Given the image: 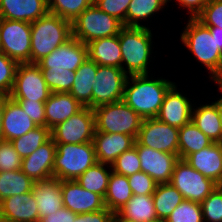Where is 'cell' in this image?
Returning a JSON list of instances; mask_svg holds the SVG:
<instances>
[{"label": "cell", "instance_id": "cell-1", "mask_svg": "<svg viewBox=\"0 0 222 222\" xmlns=\"http://www.w3.org/2000/svg\"><path fill=\"white\" fill-rule=\"evenodd\" d=\"M150 74L130 75L124 87L123 101L143 119L157 117L165 94L175 83Z\"/></svg>", "mask_w": 222, "mask_h": 222}, {"label": "cell", "instance_id": "cell-2", "mask_svg": "<svg viewBox=\"0 0 222 222\" xmlns=\"http://www.w3.org/2000/svg\"><path fill=\"white\" fill-rule=\"evenodd\" d=\"M180 34V43L195 58L196 62L209 72L210 82L222 75V51L217 47L215 36L211 35L209 27L196 18H188Z\"/></svg>", "mask_w": 222, "mask_h": 222}, {"label": "cell", "instance_id": "cell-3", "mask_svg": "<svg viewBox=\"0 0 222 222\" xmlns=\"http://www.w3.org/2000/svg\"><path fill=\"white\" fill-rule=\"evenodd\" d=\"M123 26L118 34L122 51V70L128 75L149 74L155 58L154 29ZM153 53V54H152ZM153 57V58H152ZM153 60V61H152ZM150 65V66H149ZM150 70V71H149Z\"/></svg>", "mask_w": 222, "mask_h": 222}, {"label": "cell", "instance_id": "cell-4", "mask_svg": "<svg viewBox=\"0 0 222 222\" xmlns=\"http://www.w3.org/2000/svg\"><path fill=\"white\" fill-rule=\"evenodd\" d=\"M72 37L71 22L47 13L31 23V63H37Z\"/></svg>", "mask_w": 222, "mask_h": 222}, {"label": "cell", "instance_id": "cell-5", "mask_svg": "<svg viewBox=\"0 0 222 222\" xmlns=\"http://www.w3.org/2000/svg\"><path fill=\"white\" fill-rule=\"evenodd\" d=\"M56 153L53 177L59 180H75L97 162L93 142L82 144L55 143Z\"/></svg>", "mask_w": 222, "mask_h": 222}, {"label": "cell", "instance_id": "cell-6", "mask_svg": "<svg viewBox=\"0 0 222 222\" xmlns=\"http://www.w3.org/2000/svg\"><path fill=\"white\" fill-rule=\"evenodd\" d=\"M95 132L121 133L137 138L143 118L123 100L95 107Z\"/></svg>", "mask_w": 222, "mask_h": 222}, {"label": "cell", "instance_id": "cell-7", "mask_svg": "<svg viewBox=\"0 0 222 222\" xmlns=\"http://www.w3.org/2000/svg\"><path fill=\"white\" fill-rule=\"evenodd\" d=\"M122 27L123 24L118 19L100 10L95 3L71 22L72 36L84 44L118 35Z\"/></svg>", "mask_w": 222, "mask_h": 222}, {"label": "cell", "instance_id": "cell-8", "mask_svg": "<svg viewBox=\"0 0 222 222\" xmlns=\"http://www.w3.org/2000/svg\"><path fill=\"white\" fill-rule=\"evenodd\" d=\"M0 51L17 63H31V23L0 18Z\"/></svg>", "mask_w": 222, "mask_h": 222}, {"label": "cell", "instance_id": "cell-9", "mask_svg": "<svg viewBox=\"0 0 222 222\" xmlns=\"http://www.w3.org/2000/svg\"><path fill=\"white\" fill-rule=\"evenodd\" d=\"M185 200L201 203L217 186L210 178L192 168L184 159H179L169 182Z\"/></svg>", "mask_w": 222, "mask_h": 222}, {"label": "cell", "instance_id": "cell-10", "mask_svg": "<svg viewBox=\"0 0 222 222\" xmlns=\"http://www.w3.org/2000/svg\"><path fill=\"white\" fill-rule=\"evenodd\" d=\"M50 94L51 91L36 63H18L9 95L11 99L46 102Z\"/></svg>", "mask_w": 222, "mask_h": 222}, {"label": "cell", "instance_id": "cell-11", "mask_svg": "<svg viewBox=\"0 0 222 222\" xmlns=\"http://www.w3.org/2000/svg\"><path fill=\"white\" fill-rule=\"evenodd\" d=\"M96 131L94 110L83 107L75 115L51 129V138L55 143L82 144L93 142Z\"/></svg>", "mask_w": 222, "mask_h": 222}, {"label": "cell", "instance_id": "cell-12", "mask_svg": "<svg viewBox=\"0 0 222 222\" xmlns=\"http://www.w3.org/2000/svg\"><path fill=\"white\" fill-rule=\"evenodd\" d=\"M127 77L121 68L97 65L96 84L92 85V109L123 100Z\"/></svg>", "mask_w": 222, "mask_h": 222}, {"label": "cell", "instance_id": "cell-13", "mask_svg": "<svg viewBox=\"0 0 222 222\" xmlns=\"http://www.w3.org/2000/svg\"><path fill=\"white\" fill-rule=\"evenodd\" d=\"M178 135L179 128L163 123L157 118H145L136 141L140 145L179 156Z\"/></svg>", "mask_w": 222, "mask_h": 222}, {"label": "cell", "instance_id": "cell-14", "mask_svg": "<svg viewBox=\"0 0 222 222\" xmlns=\"http://www.w3.org/2000/svg\"><path fill=\"white\" fill-rule=\"evenodd\" d=\"M134 146L138 151L141 171L157 184L169 183L179 156L140 145L137 141Z\"/></svg>", "mask_w": 222, "mask_h": 222}, {"label": "cell", "instance_id": "cell-15", "mask_svg": "<svg viewBox=\"0 0 222 222\" xmlns=\"http://www.w3.org/2000/svg\"><path fill=\"white\" fill-rule=\"evenodd\" d=\"M174 83L165 94L157 119L170 126L181 128L191 122L194 100L187 97V93L178 90ZM193 103V104H192Z\"/></svg>", "mask_w": 222, "mask_h": 222}, {"label": "cell", "instance_id": "cell-16", "mask_svg": "<svg viewBox=\"0 0 222 222\" xmlns=\"http://www.w3.org/2000/svg\"><path fill=\"white\" fill-rule=\"evenodd\" d=\"M88 59L87 45L73 36L36 64L40 69L76 71Z\"/></svg>", "mask_w": 222, "mask_h": 222}, {"label": "cell", "instance_id": "cell-17", "mask_svg": "<svg viewBox=\"0 0 222 222\" xmlns=\"http://www.w3.org/2000/svg\"><path fill=\"white\" fill-rule=\"evenodd\" d=\"M63 206L70 211L81 214L102 210L104 199L96 193L81 187L76 180L61 181Z\"/></svg>", "mask_w": 222, "mask_h": 222}, {"label": "cell", "instance_id": "cell-18", "mask_svg": "<svg viewBox=\"0 0 222 222\" xmlns=\"http://www.w3.org/2000/svg\"><path fill=\"white\" fill-rule=\"evenodd\" d=\"M55 153L56 144L50 138L34 152L22 159L20 170L34 182L52 178Z\"/></svg>", "mask_w": 222, "mask_h": 222}, {"label": "cell", "instance_id": "cell-19", "mask_svg": "<svg viewBox=\"0 0 222 222\" xmlns=\"http://www.w3.org/2000/svg\"><path fill=\"white\" fill-rule=\"evenodd\" d=\"M2 137L11 141L37 127L20 105L9 96H3Z\"/></svg>", "mask_w": 222, "mask_h": 222}, {"label": "cell", "instance_id": "cell-20", "mask_svg": "<svg viewBox=\"0 0 222 222\" xmlns=\"http://www.w3.org/2000/svg\"><path fill=\"white\" fill-rule=\"evenodd\" d=\"M136 142L134 136L121 133L95 132L93 143L97 162L111 165L123 152L131 149Z\"/></svg>", "mask_w": 222, "mask_h": 222}, {"label": "cell", "instance_id": "cell-21", "mask_svg": "<svg viewBox=\"0 0 222 222\" xmlns=\"http://www.w3.org/2000/svg\"><path fill=\"white\" fill-rule=\"evenodd\" d=\"M185 160L202 175L222 185V143L213 142Z\"/></svg>", "mask_w": 222, "mask_h": 222}, {"label": "cell", "instance_id": "cell-22", "mask_svg": "<svg viewBox=\"0 0 222 222\" xmlns=\"http://www.w3.org/2000/svg\"><path fill=\"white\" fill-rule=\"evenodd\" d=\"M32 194L37 202L39 220L64 207L61 192V180L58 178L52 177L34 182Z\"/></svg>", "mask_w": 222, "mask_h": 222}, {"label": "cell", "instance_id": "cell-23", "mask_svg": "<svg viewBox=\"0 0 222 222\" xmlns=\"http://www.w3.org/2000/svg\"><path fill=\"white\" fill-rule=\"evenodd\" d=\"M0 215L15 222H39L37 202L32 191L0 201Z\"/></svg>", "mask_w": 222, "mask_h": 222}, {"label": "cell", "instance_id": "cell-24", "mask_svg": "<svg viewBox=\"0 0 222 222\" xmlns=\"http://www.w3.org/2000/svg\"><path fill=\"white\" fill-rule=\"evenodd\" d=\"M47 13V0H0L2 19L32 23Z\"/></svg>", "mask_w": 222, "mask_h": 222}, {"label": "cell", "instance_id": "cell-25", "mask_svg": "<svg viewBox=\"0 0 222 222\" xmlns=\"http://www.w3.org/2000/svg\"><path fill=\"white\" fill-rule=\"evenodd\" d=\"M82 108L83 106L70 93H51L45 102L46 127L51 130Z\"/></svg>", "mask_w": 222, "mask_h": 222}, {"label": "cell", "instance_id": "cell-26", "mask_svg": "<svg viewBox=\"0 0 222 222\" xmlns=\"http://www.w3.org/2000/svg\"><path fill=\"white\" fill-rule=\"evenodd\" d=\"M86 45L91 61L97 65L122 69V51L118 35L92 40Z\"/></svg>", "mask_w": 222, "mask_h": 222}, {"label": "cell", "instance_id": "cell-27", "mask_svg": "<svg viewBox=\"0 0 222 222\" xmlns=\"http://www.w3.org/2000/svg\"><path fill=\"white\" fill-rule=\"evenodd\" d=\"M211 102L200 103L198 106L195 102L191 121L213 142L222 143V125L216 107V100Z\"/></svg>", "mask_w": 222, "mask_h": 222}, {"label": "cell", "instance_id": "cell-28", "mask_svg": "<svg viewBox=\"0 0 222 222\" xmlns=\"http://www.w3.org/2000/svg\"><path fill=\"white\" fill-rule=\"evenodd\" d=\"M97 64L89 58L75 71L70 94L83 107L92 109V85L96 84Z\"/></svg>", "mask_w": 222, "mask_h": 222}, {"label": "cell", "instance_id": "cell-29", "mask_svg": "<svg viewBox=\"0 0 222 222\" xmlns=\"http://www.w3.org/2000/svg\"><path fill=\"white\" fill-rule=\"evenodd\" d=\"M168 3L169 0H131L126 13V26L150 28V25L144 23L148 20L152 22L154 15L157 16L160 14L158 12L169 7Z\"/></svg>", "mask_w": 222, "mask_h": 222}, {"label": "cell", "instance_id": "cell-30", "mask_svg": "<svg viewBox=\"0 0 222 222\" xmlns=\"http://www.w3.org/2000/svg\"><path fill=\"white\" fill-rule=\"evenodd\" d=\"M124 218L133 222H157L158 217L154 207L152 194L134 195L117 211Z\"/></svg>", "mask_w": 222, "mask_h": 222}, {"label": "cell", "instance_id": "cell-31", "mask_svg": "<svg viewBox=\"0 0 222 222\" xmlns=\"http://www.w3.org/2000/svg\"><path fill=\"white\" fill-rule=\"evenodd\" d=\"M132 196L127 176L112 171L104 197L105 207L112 212H117Z\"/></svg>", "mask_w": 222, "mask_h": 222}, {"label": "cell", "instance_id": "cell-32", "mask_svg": "<svg viewBox=\"0 0 222 222\" xmlns=\"http://www.w3.org/2000/svg\"><path fill=\"white\" fill-rule=\"evenodd\" d=\"M179 159H186L190 154L210 146L209 139L192 121L179 128Z\"/></svg>", "mask_w": 222, "mask_h": 222}, {"label": "cell", "instance_id": "cell-33", "mask_svg": "<svg viewBox=\"0 0 222 222\" xmlns=\"http://www.w3.org/2000/svg\"><path fill=\"white\" fill-rule=\"evenodd\" d=\"M111 173V165L96 162L75 180L84 189L99 194L104 199Z\"/></svg>", "mask_w": 222, "mask_h": 222}, {"label": "cell", "instance_id": "cell-34", "mask_svg": "<svg viewBox=\"0 0 222 222\" xmlns=\"http://www.w3.org/2000/svg\"><path fill=\"white\" fill-rule=\"evenodd\" d=\"M159 221H165L183 200L182 194L170 183L157 184L152 194Z\"/></svg>", "mask_w": 222, "mask_h": 222}, {"label": "cell", "instance_id": "cell-35", "mask_svg": "<svg viewBox=\"0 0 222 222\" xmlns=\"http://www.w3.org/2000/svg\"><path fill=\"white\" fill-rule=\"evenodd\" d=\"M33 183L34 181L21 170L0 172V201L32 191Z\"/></svg>", "mask_w": 222, "mask_h": 222}, {"label": "cell", "instance_id": "cell-36", "mask_svg": "<svg viewBox=\"0 0 222 222\" xmlns=\"http://www.w3.org/2000/svg\"><path fill=\"white\" fill-rule=\"evenodd\" d=\"M50 138L51 130L49 128L46 126H37L35 129L10 142L21 158L24 159Z\"/></svg>", "mask_w": 222, "mask_h": 222}, {"label": "cell", "instance_id": "cell-37", "mask_svg": "<svg viewBox=\"0 0 222 222\" xmlns=\"http://www.w3.org/2000/svg\"><path fill=\"white\" fill-rule=\"evenodd\" d=\"M94 0H47L48 12L74 21Z\"/></svg>", "mask_w": 222, "mask_h": 222}, {"label": "cell", "instance_id": "cell-38", "mask_svg": "<svg viewBox=\"0 0 222 222\" xmlns=\"http://www.w3.org/2000/svg\"><path fill=\"white\" fill-rule=\"evenodd\" d=\"M51 93H69L75 80V71L67 69H41Z\"/></svg>", "mask_w": 222, "mask_h": 222}, {"label": "cell", "instance_id": "cell-39", "mask_svg": "<svg viewBox=\"0 0 222 222\" xmlns=\"http://www.w3.org/2000/svg\"><path fill=\"white\" fill-rule=\"evenodd\" d=\"M164 222H204L201 204L184 199Z\"/></svg>", "mask_w": 222, "mask_h": 222}, {"label": "cell", "instance_id": "cell-40", "mask_svg": "<svg viewBox=\"0 0 222 222\" xmlns=\"http://www.w3.org/2000/svg\"><path fill=\"white\" fill-rule=\"evenodd\" d=\"M200 204L204 222H222V185H218Z\"/></svg>", "mask_w": 222, "mask_h": 222}, {"label": "cell", "instance_id": "cell-41", "mask_svg": "<svg viewBox=\"0 0 222 222\" xmlns=\"http://www.w3.org/2000/svg\"><path fill=\"white\" fill-rule=\"evenodd\" d=\"M113 172L125 175L127 177L134 173L141 171L140 160L138 151L135 146L131 149L123 152L117 159L111 164Z\"/></svg>", "mask_w": 222, "mask_h": 222}, {"label": "cell", "instance_id": "cell-42", "mask_svg": "<svg viewBox=\"0 0 222 222\" xmlns=\"http://www.w3.org/2000/svg\"><path fill=\"white\" fill-rule=\"evenodd\" d=\"M18 63L0 51V96H9Z\"/></svg>", "mask_w": 222, "mask_h": 222}, {"label": "cell", "instance_id": "cell-43", "mask_svg": "<svg viewBox=\"0 0 222 222\" xmlns=\"http://www.w3.org/2000/svg\"><path fill=\"white\" fill-rule=\"evenodd\" d=\"M22 158L10 141H0V172L21 169Z\"/></svg>", "mask_w": 222, "mask_h": 222}, {"label": "cell", "instance_id": "cell-44", "mask_svg": "<svg viewBox=\"0 0 222 222\" xmlns=\"http://www.w3.org/2000/svg\"><path fill=\"white\" fill-rule=\"evenodd\" d=\"M196 19L207 27L222 29V0H209Z\"/></svg>", "mask_w": 222, "mask_h": 222}, {"label": "cell", "instance_id": "cell-45", "mask_svg": "<svg viewBox=\"0 0 222 222\" xmlns=\"http://www.w3.org/2000/svg\"><path fill=\"white\" fill-rule=\"evenodd\" d=\"M131 0H94L93 3L105 13L118 19L126 26V13Z\"/></svg>", "mask_w": 222, "mask_h": 222}, {"label": "cell", "instance_id": "cell-46", "mask_svg": "<svg viewBox=\"0 0 222 222\" xmlns=\"http://www.w3.org/2000/svg\"><path fill=\"white\" fill-rule=\"evenodd\" d=\"M127 178L134 195H150L155 192L157 183L146 173L140 171Z\"/></svg>", "mask_w": 222, "mask_h": 222}, {"label": "cell", "instance_id": "cell-47", "mask_svg": "<svg viewBox=\"0 0 222 222\" xmlns=\"http://www.w3.org/2000/svg\"><path fill=\"white\" fill-rule=\"evenodd\" d=\"M37 126H46L45 102L14 100Z\"/></svg>", "mask_w": 222, "mask_h": 222}, {"label": "cell", "instance_id": "cell-48", "mask_svg": "<svg viewBox=\"0 0 222 222\" xmlns=\"http://www.w3.org/2000/svg\"><path fill=\"white\" fill-rule=\"evenodd\" d=\"M174 1L179 6V9H186L189 18H196L209 0H169L171 3Z\"/></svg>", "mask_w": 222, "mask_h": 222}, {"label": "cell", "instance_id": "cell-49", "mask_svg": "<svg viewBox=\"0 0 222 222\" xmlns=\"http://www.w3.org/2000/svg\"><path fill=\"white\" fill-rule=\"evenodd\" d=\"M112 213L105 207L96 212L77 214L73 222H110Z\"/></svg>", "mask_w": 222, "mask_h": 222}, {"label": "cell", "instance_id": "cell-50", "mask_svg": "<svg viewBox=\"0 0 222 222\" xmlns=\"http://www.w3.org/2000/svg\"><path fill=\"white\" fill-rule=\"evenodd\" d=\"M77 213L62 207L57 212L51 213L39 220V222H73Z\"/></svg>", "mask_w": 222, "mask_h": 222}, {"label": "cell", "instance_id": "cell-51", "mask_svg": "<svg viewBox=\"0 0 222 222\" xmlns=\"http://www.w3.org/2000/svg\"><path fill=\"white\" fill-rule=\"evenodd\" d=\"M211 35L215 36L217 47L222 51V29L219 27H209Z\"/></svg>", "mask_w": 222, "mask_h": 222}, {"label": "cell", "instance_id": "cell-52", "mask_svg": "<svg viewBox=\"0 0 222 222\" xmlns=\"http://www.w3.org/2000/svg\"><path fill=\"white\" fill-rule=\"evenodd\" d=\"M110 222H133V221L130 219L124 218L118 212H113Z\"/></svg>", "mask_w": 222, "mask_h": 222}, {"label": "cell", "instance_id": "cell-53", "mask_svg": "<svg viewBox=\"0 0 222 222\" xmlns=\"http://www.w3.org/2000/svg\"><path fill=\"white\" fill-rule=\"evenodd\" d=\"M216 107H217V111L219 113V118H220L221 125H222V96L220 98L216 97Z\"/></svg>", "mask_w": 222, "mask_h": 222}, {"label": "cell", "instance_id": "cell-54", "mask_svg": "<svg viewBox=\"0 0 222 222\" xmlns=\"http://www.w3.org/2000/svg\"><path fill=\"white\" fill-rule=\"evenodd\" d=\"M2 111H3V96H0V141L3 140L2 137Z\"/></svg>", "mask_w": 222, "mask_h": 222}, {"label": "cell", "instance_id": "cell-55", "mask_svg": "<svg viewBox=\"0 0 222 222\" xmlns=\"http://www.w3.org/2000/svg\"><path fill=\"white\" fill-rule=\"evenodd\" d=\"M214 83L216 84V87L218 88V91L220 92V95H222V75H220Z\"/></svg>", "mask_w": 222, "mask_h": 222}, {"label": "cell", "instance_id": "cell-56", "mask_svg": "<svg viewBox=\"0 0 222 222\" xmlns=\"http://www.w3.org/2000/svg\"><path fill=\"white\" fill-rule=\"evenodd\" d=\"M0 222H15V221H12V220L8 219L7 217L0 215Z\"/></svg>", "mask_w": 222, "mask_h": 222}]
</instances>
